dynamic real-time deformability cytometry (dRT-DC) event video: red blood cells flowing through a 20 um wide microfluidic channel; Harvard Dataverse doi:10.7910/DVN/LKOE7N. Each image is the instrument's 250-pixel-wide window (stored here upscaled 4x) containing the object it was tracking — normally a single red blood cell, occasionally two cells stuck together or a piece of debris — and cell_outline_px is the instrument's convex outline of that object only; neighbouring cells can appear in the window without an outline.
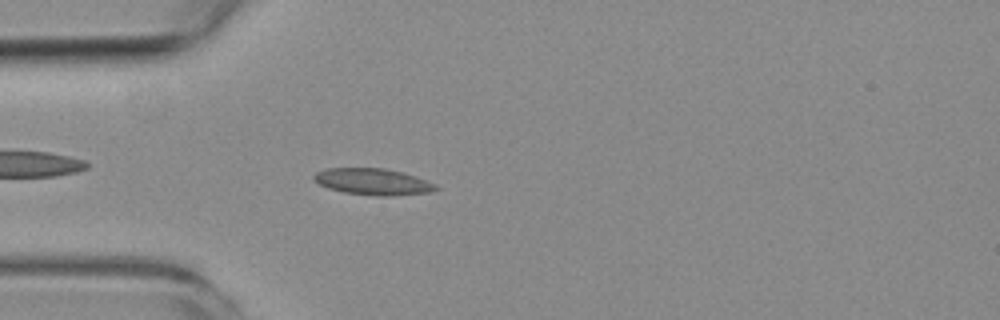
{"species": "common noctule bat (a hibernating species)", "species_latin": "Nyctalus noctula", "temperature_condition": "room temperature", "stored_images_in_passage": 4, "camera_frame_rate_fps": 3000, "um_per_image_px": 0.085, "animal": {"sex": "female", "body_mass_g": 19.3, "forearm_length_mm": 54.1}, "frame": {"image": 1, "passage_image": 4, "time_ms": 4.667, "image_size_px": [1000, 320], "cell_outline_px": [[440, 188], [432, 192], [392, 196], [376, 196], [344, 192], [328, 188], [312, 180], [312, 176], [316, 172], [328, 168], [384, 168], [416, 176], [436, 184]], "centroid_in_image_um": [31.71, 15.45], "position_along_channel_um": 53.3, "area_um2": 18.9}}